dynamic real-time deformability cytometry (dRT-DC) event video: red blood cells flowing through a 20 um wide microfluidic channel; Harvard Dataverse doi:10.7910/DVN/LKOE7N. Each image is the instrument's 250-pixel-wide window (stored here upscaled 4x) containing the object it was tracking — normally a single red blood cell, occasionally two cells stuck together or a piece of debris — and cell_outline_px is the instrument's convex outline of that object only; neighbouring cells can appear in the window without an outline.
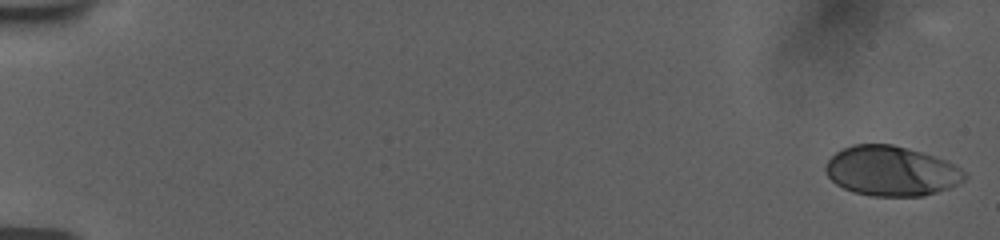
{"species": "human", "species_latin": "Homo sapiens", "temperature_condition": "room temperature", "stored_images_in_passage": 56, "camera_frame_rate_fps": 3000, "um_per_image_px": 0.085, "donor": {"sex": "female"}, "frame": {"image": 1, "passage_image": 1, "time_ms": 0.0, "image_size_px": [1000, 240], "cell_outline_px": [[968, 176], [964, 180], [948, 188], [924, 196], [872, 196], [852, 192], [836, 184], [828, 176], [824, 168], [828, 160], [836, 152], [852, 144], [892, 144], [908, 148], [944, 160], [968, 172]], "centroid_in_image_um": [75.75, 14.54], "position_along_channel_um": 9.3, "area_um2": 40.29}}
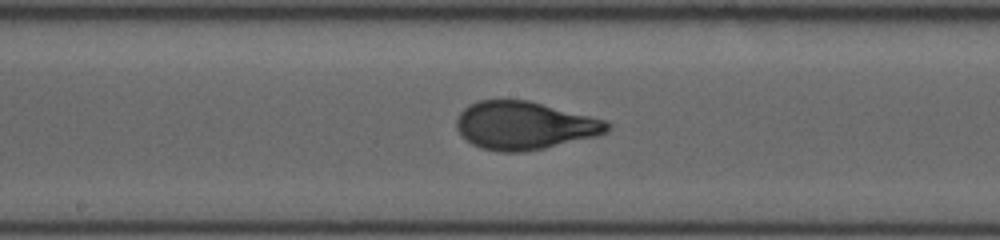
{"frame": {"image": 2, "passage_image": 31, "time_ms": 10.0, "image_size_px": [1000, 240], "cell_outline_px": [[612, 128], [608, 132], [596, 136], [544, 148], [524, 152], [500, 152], [480, 148], [472, 144], [460, 136], [456, 128], [456, 120], [460, 112], [468, 104], [480, 100], [528, 100], [604, 120], [612, 124]], "centroid_in_image_um": [44.54, 10.68], "position_along_channel_um": 203.7, "area_um2": 42.25}}
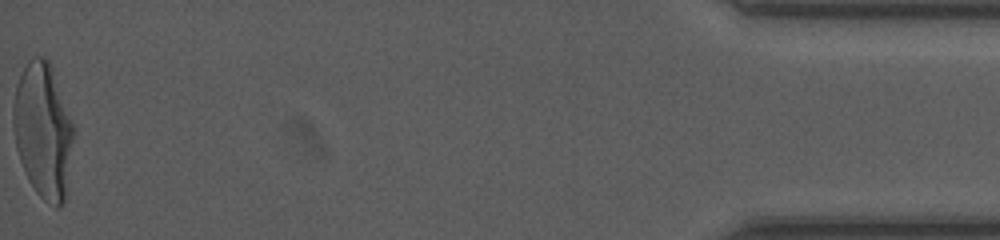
{"frame": {"image": 3, "passage_image": 56, "time_ms": 18.333, "image_size_px": [1000, 240], "cell_outline_px": [[72, 140], [64, 200], [60, 208], [56, 208], [44, 200], [36, 192], [28, 180], [24, 172], [16, 148], [12, 124], [12, 108], [16, 84], [28, 60], [32, 56], [44, 56], [48, 60], [72, 124]], "centroid_in_image_um": [3.6, 11.1], "position_along_channel_um": 431.6, "area_um2": 46.59}, "authors_computed_cell_mechanics": {"area_um2": 41.4715, "velocity_mm_per_s": 3.7705, "shape_relaxation_time_tau1_ms": 4.2, "shape_relaxation_time_tau2_ms": null, "deformation_change_tau1": 0.1957, "deformation_change_tau2": null}}